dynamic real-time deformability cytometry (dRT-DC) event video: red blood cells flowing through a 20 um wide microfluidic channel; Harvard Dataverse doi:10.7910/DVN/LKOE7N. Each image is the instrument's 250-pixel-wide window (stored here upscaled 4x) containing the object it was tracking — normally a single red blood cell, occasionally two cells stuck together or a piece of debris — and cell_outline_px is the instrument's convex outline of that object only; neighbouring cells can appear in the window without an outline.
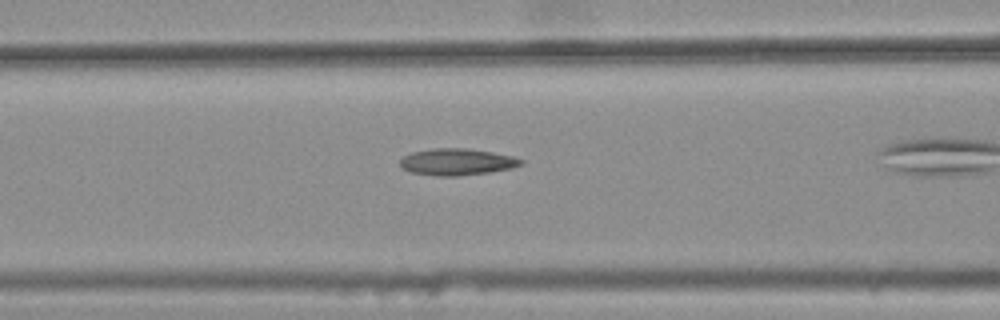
{"species": "common noctule bat (a hibernating species)", "species_latin": "Nyctalus noctula", "temperature_condition": "warm", "stored_images_in_passage": 21, "camera_frame_rate_fps": 3000, "um_per_image_px": 0.085, "animal": {"sex": "female", "body_mass_g": 25.1}, "frame": {"image": 1, "passage_image": 7, "time_ms": 2.0, "image_size_px": [1000, 320], "cell_outline_px": [[524, 164], [512, 168], [488, 172], [460, 176], [436, 176], [412, 172], [404, 168], [400, 164], [400, 160], [404, 156], [412, 152], [432, 148], [468, 148], [492, 152], [512, 156], [524, 160]], "centroid_in_image_um": [38.87, 13.75], "position_along_channel_um": 127.7, "area_um2": 18.79}}
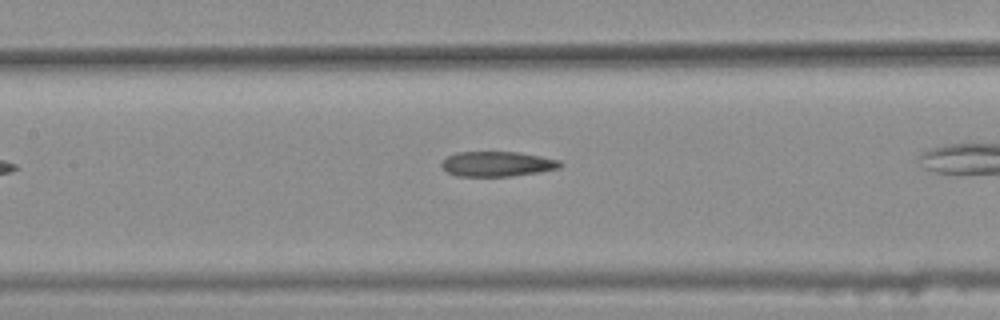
{"frame": {"image": 2, "passage_image": 10, "time_ms": 3.0, "image_size_px": [1000, 320], "cell_outline_px": [[564, 164], [560, 168], [512, 176], [456, 176], [448, 172], [440, 164], [448, 156], [460, 152], [520, 152], [560, 160]], "centroid_in_image_um": [42.29, 13.93], "position_along_channel_um": 165.1, "area_um2": 17.17}}